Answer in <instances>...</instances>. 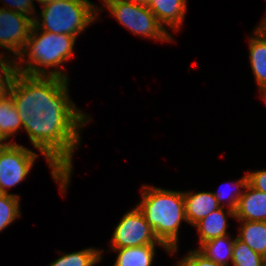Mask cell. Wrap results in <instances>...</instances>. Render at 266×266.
I'll return each mask as SVG.
<instances>
[{
  "label": "cell",
  "mask_w": 266,
  "mask_h": 266,
  "mask_svg": "<svg viewBox=\"0 0 266 266\" xmlns=\"http://www.w3.org/2000/svg\"><path fill=\"white\" fill-rule=\"evenodd\" d=\"M69 80L16 73L9 94L23 129L45 157L61 193L68 188L80 131L90 118L69 97Z\"/></svg>",
  "instance_id": "cell-1"
},
{
  "label": "cell",
  "mask_w": 266,
  "mask_h": 266,
  "mask_svg": "<svg viewBox=\"0 0 266 266\" xmlns=\"http://www.w3.org/2000/svg\"><path fill=\"white\" fill-rule=\"evenodd\" d=\"M76 38L39 30L33 25L24 49L16 58L17 72L29 76H53L68 80L60 65L74 55ZM46 68L54 69L47 71Z\"/></svg>",
  "instance_id": "cell-2"
},
{
  "label": "cell",
  "mask_w": 266,
  "mask_h": 266,
  "mask_svg": "<svg viewBox=\"0 0 266 266\" xmlns=\"http://www.w3.org/2000/svg\"><path fill=\"white\" fill-rule=\"evenodd\" d=\"M141 191L142 200L137 205L138 209L158 240L174 255L178 249L179 227L182 221L187 222L183 192L148 185H144Z\"/></svg>",
  "instance_id": "cell-3"
},
{
  "label": "cell",
  "mask_w": 266,
  "mask_h": 266,
  "mask_svg": "<svg viewBox=\"0 0 266 266\" xmlns=\"http://www.w3.org/2000/svg\"><path fill=\"white\" fill-rule=\"evenodd\" d=\"M41 5V14L37 15L34 25L43 31L54 34H66L78 37L94 21L103 7L97 8L89 0H49ZM41 17L42 22L37 19Z\"/></svg>",
  "instance_id": "cell-4"
},
{
  "label": "cell",
  "mask_w": 266,
  "mask_h": 266,
  "mask_svg": "<svg viewBox=\"0 0 266 266\" xmlns=\"http://www.w3.org/2000/svg\"><path fill=\"white\" fill-rule=\"evenodd\" d=\"M101 1L103 6L110 11V14L133 34L164 42L173 40L172 35L158 22L147 5L122 0Z\"/></svg>",
  "instance_id": "cell-5"
},
{
  "label": "cell",
  "mask_w": 266,
  "mask_h": 266,
  "mask_svg": "<svg viewBox=\"0 0 266 266\" xmlns=\"http://www.w3.org/2000/svg\"><path fill=\"white\" fill-rule=\"evenodd\" d=\"M147 244H163L156 237L143 213L136 208L123 215L111 238V248H128Z\"/></svg>",
  "instance_id": "cell-6"
},
{
  "label": "cell",
  "mask_w": 266,
  "mask_h": 266,
  "mask_svg": "<svg viewBox=\"0 0 266 266\" xmlns=\"http://www.w3.org/2000/svg\"><path fill=\"white\" fill-rule=\"evenodd\" d=\"M37 158L36 152L14 142L0 150V193L11 194L8 189L29 175Z\"/></svg>",
  "instance_id": "cell-7"
},
{
  "label": "cell",
  "mask_w": 266,
  "mask_h": 266,
  "mask_svg": "<svg viewBox=\"0 0 266 266\" xmlns=\"http://www.w3.org/2000/svg\"><path fill=\"white\" fill-rule=\"evenodd\" d=\"M33 25L32 18L0 7V46L15 59L24 49Z\"/></svg>",
  "instance_id": "cell-8"
},
{
  "label": "cell",
  "mask_w": 266,
  "mask_h": 266,
  "mask_svg": "<svg viewBox=\"0 0 266 266\" xmlns=\"http://www.w3.org/2000/svg\"><path fill=\"white\" fill-rule=\"evenodd\" d=\"M238 221H266V193L246 185L234 211Z\"/></svg>",
  "instance_id": "cell-9"
},
{
  "label": "cell",
  "mask_w": 266,
  "mask_h": 266,
  "mask_svg": "<svg viewBox=\"0 0 266 266\" xmlns=\"http://www.w3.org/2000/svg\"><path fill=\"white\" fill-rule=\"evenodd\" d=\"M147 7L163 27L177 31L185 21L186 0H148Z\"/></svg>",
  "instance_id": "cell-10"
},
{
  "label": "cell",
  "mask_w": 266,
  "mask_h": 266,
  "mask_svg": "<svg viewBox=\"0 0 266 266\" xmlns=\"http://www.w3.org/2000/svg\"><path fill=\"white\" fill-rule=\"evenodd\" d=\"M187 223L194 226L214 210L221 208L213 192H183Z\"/></svg>",
  "instance_id": "cell-11"
},
{
  "label": "cell",
  "mask_w": 266,
  "mask_h": 266,
  "mask_svg": "<svg viewBox=\"0 0 266 266\" xmlns=\"http://www.w3.org/2000/svg\"><path fill=\"white\" fill-rule=\"evenodd\" d=\"M253 37L249 38V60L259 90H266V36L256 28Z\"/></svg>",
  "instance_id": "cell-12"
},
{
  "label": "cell",
  "mask_w": 266,
  "mask_h": 266,
  "mask_svg": "<svg viewBox=\"0 0 266 266\" xmlns=\"http://www.w3.org/2000/svg\"><path fill=\"white\" fill-rule=\"evenodd\" d=\"M157 245L163 247L170 253L171 250L164 244H147L136 247L111 249L118 252L113 266H151Z\"/></svg>",
  "instance_id": "cell-13"
},
{
  "label": "cell",
  "mask_w": 266,
  "mask_h": 266,
  "mask_svg": "<svg viewBox=\"0 0 266 266\" xmlns=\"http://www.w3.org/2000/svg\"><path fill=\"white\" fill-rule=\"evenodd\" d=\"M224 207L211 212L208 216L197 222L194 227L199 233V246L207 241L227 235V216Z\"/></svg>",
  "instance_id": "cell-14"
},
{
  "label": "cell",
  "mask_w": 266,
  "mask_h": 266,
  "mask_svg": "<svg viewBox=\"0 0 266 266\" xmlns=\"http://www.w3.org/2000/svg\"><path fill=\"white\" fill-rule=\"evenodd\" d=\"M237 238L266 258V221H239Z\"/></svg>",
  "instance_id": "cell-15"
},
{
  "label": "cell",
  "mask_w": 266,
  "mask_h": 266,
  "mask_svg": "<svg viewBox=\"0 0 266 266\" xmlns=\"http://www.w3.org/2000/svg\"><path fill=\"white\" fill-rule=\"evenodd\" d=\"M234 243L235 238L232 239L227 234L202 243L198 250L213 262L229 266V261H232Z\"/></svg>",
  "instance_id": "cell-16"
},
{
  "label": "cell",
  "mask_w": 266,
  "mask_h": 266,
  "mask_svg": "<svg viewBox=\"0 0 266 266\" xmlns=\"http://www.w3.org/2000/svg\"><path fill=\"white\" fill-rule=\"evenodd\" d=\"M23 128L21 117L10 94L0 99V131L9 139Z\"/></svg>",
  "instance_id": "cell-17"
},
{
  "label": "cell",
  "mask_w": 266,
  "mask_h": 266,
  "mask_svg": "<svg viewBox=\"0 0 266 266\" xmlns=\"http://www.w3.org/2000/svg\"><path fill=\"white\" fill-rule=\"evenodd\" d=\"M103 251L89 247L76 252L64 253L49 266H94L102 260Z\"/></svg>",
  "instance_id": "cell-18"
},
{
  "label": "cell",
  "mask_w": 266,
  "mask_h": 266,
  "mask_svg": "<svg viewBox=\"0 0 266 266\" xmlns=\"http://www.w3.org/2000/svg\"><path fill=\"white\" fill-rule=\"evenodd\" d=\"M265 258L235 237L232 250L233 266H264Z\"/></svg>",
  "instance_id": "cell-19"
},
{
  "label": "cell",
  "mask_w": 266,
  "mask_h": 266,
  "mask_svg": "<svg viewBox=\"0 0 266 266\" xmlns=\"http://www.w3.org/2000/svg\"><path fill=\"white\" fill-rule=\"evenodd\" d=\"M20 216V196L0 193V233Z\"/></svg>",
  "instance_id": "cell-20"
},
{
  "label": "cell",
  "mask_w": 266,
  "mask_h": 266,
  "mask_svg": "<svg viewBox=\"0 0 266 266\" xmlns=\"http://www.w3.org/2000/svg\"><path fill=\"white\" fill-rule=\"evenodd\" d=\"M247 184H248V176L246 173V175H244L242 178H240L238 181H236L234 184H232L235 186L236 191L228 193L230 195H229V199H228L227 203L226 202L222 203V201L226 200V198H227L226 195H228V194H226V192L221 191V190H219L217 192H213L214 197L217 199V201L221 207H224L225 204L228 206L227 214L230 217H233V218L235 217L234 211L237 207L239 198L243 195L244 191H242V190L245 189Z\"/></svg>",
  "instance_id": "cell-21"
},
{
  "label": "cell",
  "mask_w": 266,
  "mask_h": 266,
  "mask_svg": "<svg viewBox=\"0 0 266 266\" xmlns=\"http://www.w3.org/2000/svg\"><path fill=\"white\" fill-rule=\"evenodd\" d=\"M16 73V59L13 56L9 59L8 56L0 53V99L9 94Z\"/></svg>",
  "instance_id": "cell-22"
},
{
  "label": "cell",
  "mask_w": 266,
  "mask_h": 266,
  "mask_svg": "<svg viewBox=\"0 0 266 266\" xmlns=\"http://www.w3.org/2000/svg\"><path fill=\"white\" fill-rule=\"evenodd\" d=\"M175 266H224L219 263L213 262L198 249L190 250Z\"/></svg>",
  "instance_id": "cell-23"
},
{
  "label": "cell",
  "mask_w": 266,
  "mask_h": 266,
  "mask_svg": "<svg viewBox=\"0 0 266 266\" xmlns=\"http://www.w3.org/2000/svg\"><path fill=\"white\" fill-rule=\"evenodd\" d=\"M4 7L5 9L12 10L14 12H18L24 14L33 20H35V12L36 7L34 6L33 0H4Z\"/></svg>",
  "instance_id": "cell-24"
},
{
  "label": "cell",
  "mask_w": 266,
  "mask_h": 266,
  "mask_svg": "<svg viewBox=\"0 0 266 266\" xmlns=\"http://www.w3.org/2000/svg\"><path fill=\"white\" fill-rule=\"evenodd\" d=\"M248 184L254 189L266 193V170H257L247 173Z\"/></svg>",
  "instance_id": "cell-25"
},
{
  "label": "cell",
  "mask_w": 266,
  "mask_h": 266,
  "mask_svg": "<svg viewBox=\"0 0 266 266\" xmlns=\"http://www.w3.org/2000/svg\"><path fill=\"white\" fill-rule=\"evenodd\" d=\"M13 142L8 141V138L0 131V150L8 148Z\"/></svg>",
  "instance_id": "cell-26"
},
{
  "label": "cell",
  "mask_w": 266,
  "mask_h": 266,
  "mask_svg": "<svg viewBox=\"0 0 266 266\" xmlns=\"http://www.w3.org/2000/svg\"><path fill=\"white\" fill-rule=\"evenodd\" d=\"M256 29L264 36H266V16L263 18L262 22Z\"/></svg>",
  "instance_id": "cell-27"
},
{
  "label": "cell",
  "mask_w": 266,
  "mask_h": 266,
  "mask_svg": "<svg viewBox=\"0 0 266 266\" xmlns=\"http://www.w3.org/2000/svg\"><path fill=\"white\" fill-rule=\"evenodd\" d=\"M122 1L135 3V4H143V5H147L148 3V0H122Z\"/></svg>",
  "instance_id": "cell-28"
},
{
  "label": "cell",
  "mask_w": 266,
  "mask_h": 266,
  "mask_svg": "<svg viewBox=\"0 0 266 266\" xmlns=\"http://www.w3.org/2000/svg\"><path fill=\"white\" fill-rule=\"evenodd\" d=\"M261 97L266 101V90L261 93Z\"/></svg>",
  "instance_id": "cell-29"
},
{
  "label": "cell",
  "mask_w": 266,
  "mask_h": 266,
  "mask_svg": "<svg viewBox=\"0 0 266 266\" xmlns=\"http://www.w3.org/2000/svg\"><path fill=\"white\" fill-rule=\"evenodd\" d=\"M35 1H37V2L40 3V4H42V3L47 2V1H49V0H35Z\"/></svg>",
  "instance_id": "cell-30"
}]
</instances>
